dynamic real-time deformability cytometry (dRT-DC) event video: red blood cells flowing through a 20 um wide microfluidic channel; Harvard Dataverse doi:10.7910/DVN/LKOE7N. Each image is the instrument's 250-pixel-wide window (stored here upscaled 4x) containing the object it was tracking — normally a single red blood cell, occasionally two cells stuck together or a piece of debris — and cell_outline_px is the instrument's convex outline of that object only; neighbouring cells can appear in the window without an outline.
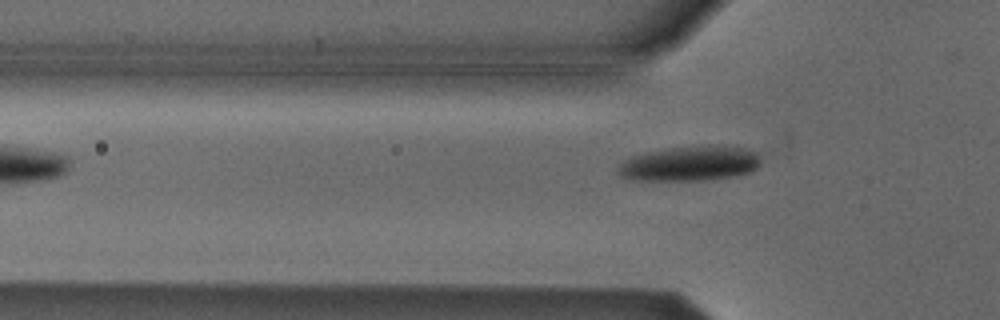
{"species": "Egyptian fruit bat (a non-hibernating species)", "species_latin": "Rousettus aegyptiacus", "temperature_condition": "cold", "stored_images_in_passage": 3, "segment_of_instrument_passage": [2, 2], "camera_frame_rate_fps": 3000, "um_per_image_px": 0.085, "animal": {"sex": "male"}, "frame": {"image": 1, "passage_image": 3, "time_ms": 0.667, "image_size_px": [1000, 320], "cell_outline_px": [[760, 164], [752, 172], [704, 180], [628, 180], [620, 176], [616, 172], [620, 164], [624, 160], [632, 156], [648, 152], [668, 148], [708, 144], [716, 144], [752, 148], [760, 152]], "centroid_in_image_um": [58.69, 13.87], "position_along_channel_um": 67.1, "area_um2": 29.59}}